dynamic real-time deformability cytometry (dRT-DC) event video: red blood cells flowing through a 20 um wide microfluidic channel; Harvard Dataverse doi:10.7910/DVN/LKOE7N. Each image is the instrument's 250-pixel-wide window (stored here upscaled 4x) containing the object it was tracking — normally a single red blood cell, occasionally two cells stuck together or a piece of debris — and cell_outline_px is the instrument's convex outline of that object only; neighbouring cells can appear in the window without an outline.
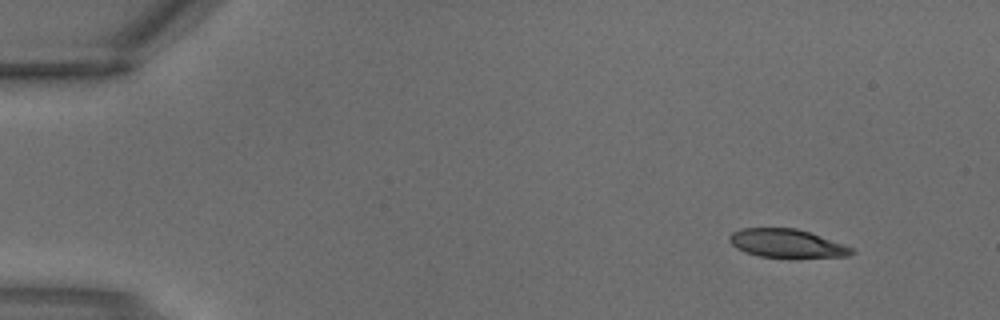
{"species": "common noctule bat (a hibernating species)", "species_latin": "Nyctalus noctula", "temperature_condition": "warm", "stored_images_in_passage": 3, "camera_frame_rate_fps": 3000, "um_per_image_px": 0.085, "animal": {"sex": "male", "body_mass_g": 18.8}, "frame": {"image": 1, "passage_image": 1, "time_ms": 0.0, "image_size_px": [1000, 320], "cell_outline_px": [[856, 252], [848, 256], [788, 260], [760, 256], [744, 252], [736, 248], [728, 240], [728, 236], [732, 232], [740, 228], [796, 228], [820, 236], [852, 248]], "centroid_in_image_um": [66.86, 20.73], "position_along_channel_um": 18.1, "area_um2": 20.92}}
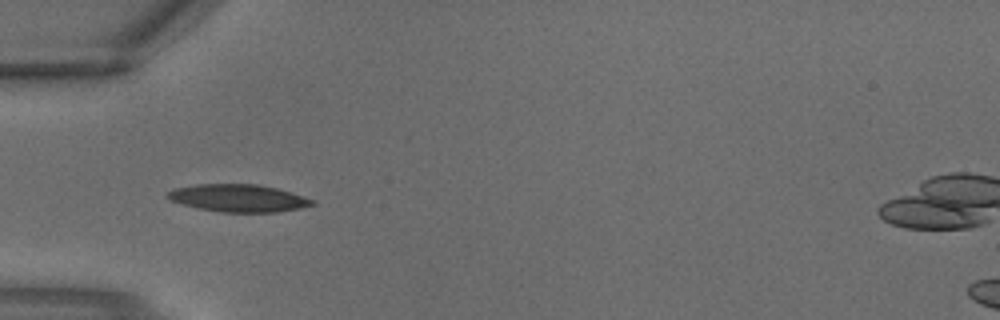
{"frame": {"image": 2, "passage_image": 3, "time_ms": 0.667, "image_size_px": [1000, 320], "cell_outline_px": [[316, 204], [300, 208], [276, 212], [220, 212], [200, 208], [168, 200], [164, 196], [164, 192], [176, 188], [196, 184], [260, 184], [292, 192], [316, 200]], "centroid_in_image_um": [20.26, 16.83], "position_along_channel_um": 64.7, "area_um2": 23.35}}